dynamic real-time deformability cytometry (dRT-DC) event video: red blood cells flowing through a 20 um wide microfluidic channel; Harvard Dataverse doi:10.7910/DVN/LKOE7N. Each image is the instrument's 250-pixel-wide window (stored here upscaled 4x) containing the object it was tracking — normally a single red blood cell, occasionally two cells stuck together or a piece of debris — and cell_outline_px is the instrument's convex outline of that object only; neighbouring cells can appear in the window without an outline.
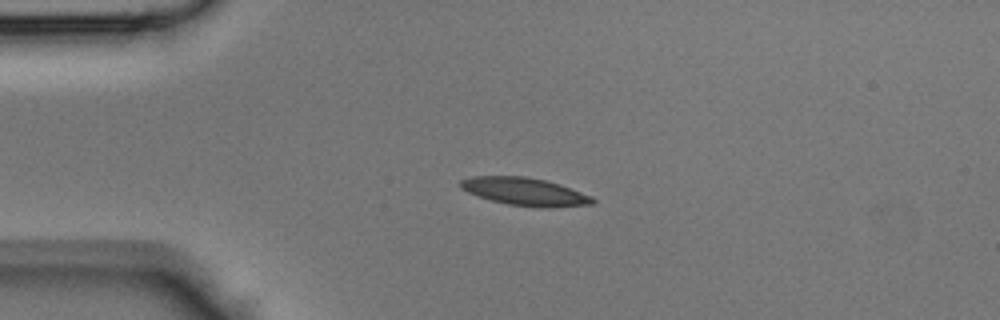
{"species": "Egyptian fruit bat (a non-hibernating species)", "species_latin": "Rousettus aegyptiacus", "temperature_condition": "room temperature", "stored_images_in_passage": 35, "camera_frame_rate_fps": 3000, "um_per_image_px": 0.085, "animal": {"sex": "male"}, "frame": {"image": 1, "passage_image": 1, "time_ms": 0.0, "image_size_px": [1000, 320], "cell_outline_px": [[596, 200], [592, 204], [508, 204], [492, 200], [468, 192], [460, 188], [460, 180], [472, 176], [524, 176], [544, 180], [560, 184], [592, 196]], "centroid_in_image_um": [44.5, 16.21], "position_along_channel_um": 40.5, "area_um2": 20.0}}
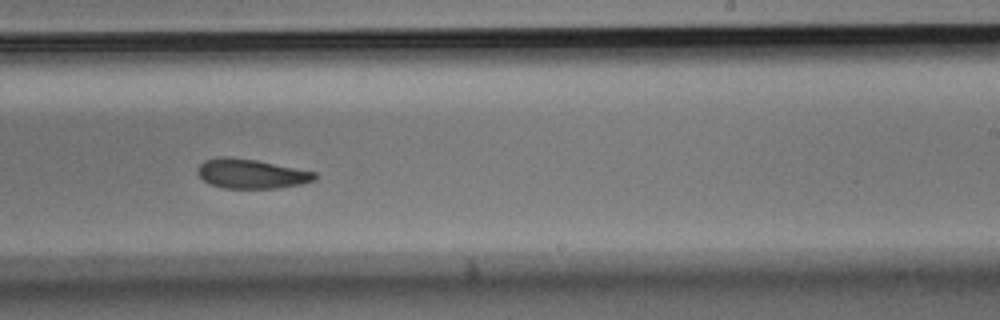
{"frame": {"image": 2, "passage_image": 18, "time_ms": 5.667, "image_size_px": [1000, 320], "cell_outline_px": [[316, 180], [300, 184], [276, 188], [224, 188], [212, 184], [204, 180], [196, 172], [196, 168], [204, 160], [220, 156], [224, 156], [256, 160], [316, 172]], "centroid_in_image_um": [21.33, 14.76], "position_along_channel_um": 267.7, "area_um2": 20.0}}
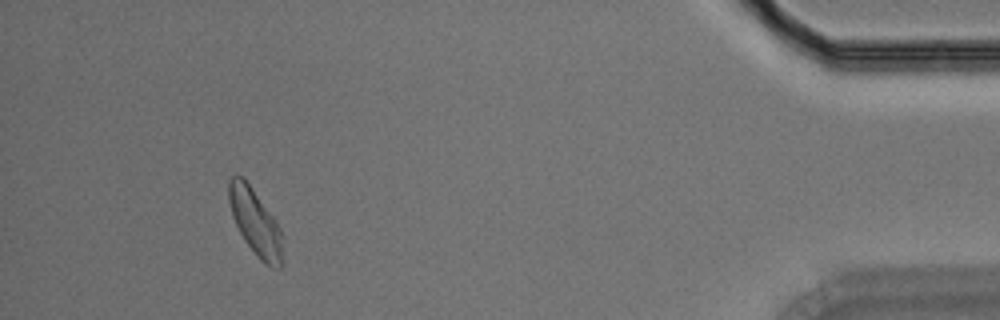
{"frame": {"image": 3, "passage_image": 32, "time_ms": 10.333, "image_size_px": [1000, 320], "cell_outline_px": [[284, 264], [280, 268], [272, 268], [264, 264], [260, 260], [244, 240], [232, 216], [228, 200], [228, 180], [232, 176], [244, 176], [276, 220], [280, 228]], "centroid_in_image_um": [21.71, 18.9], "position_along_channel_um": 413.5, "area_um2": 21.04}}